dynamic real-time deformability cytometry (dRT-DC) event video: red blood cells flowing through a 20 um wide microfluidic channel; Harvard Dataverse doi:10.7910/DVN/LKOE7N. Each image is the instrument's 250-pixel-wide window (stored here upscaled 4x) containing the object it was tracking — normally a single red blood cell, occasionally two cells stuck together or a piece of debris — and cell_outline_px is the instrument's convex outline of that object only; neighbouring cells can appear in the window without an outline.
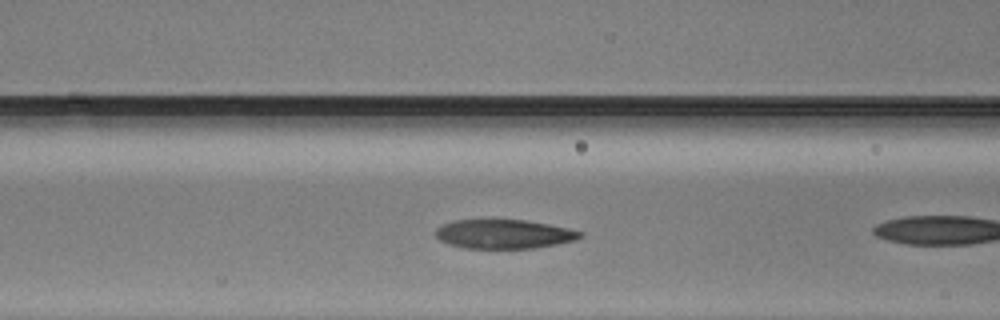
{"species": "Egyptian fruit bat (a non-hibernating species)", "species_latin": "Rousettus aegyptiacus", "temperature_condition": "warm", "stored_images_in_passage": 6, "camera_frame_rate_fps": 3000, "um_per_image_px": 0.085, "animal": {"sex": "male"}, "frame": {"image": 1, "passage_image": 5, "time_ms": 1.333, "image_size_px": [1000, 320], "cell_outline_px": [[584, 236], [576, 240], [556, 244], [532, 248], [464, 248], [448, 244], [440, 240], [436, 236], [436, 228], [452, 220], [524, 220], [548, 224], [568, 228], [584, 232]], "centroid_in_image_um": [42.85, 19.89], "position_along_channel_um": 123.8, "area_um2": 24.45}}